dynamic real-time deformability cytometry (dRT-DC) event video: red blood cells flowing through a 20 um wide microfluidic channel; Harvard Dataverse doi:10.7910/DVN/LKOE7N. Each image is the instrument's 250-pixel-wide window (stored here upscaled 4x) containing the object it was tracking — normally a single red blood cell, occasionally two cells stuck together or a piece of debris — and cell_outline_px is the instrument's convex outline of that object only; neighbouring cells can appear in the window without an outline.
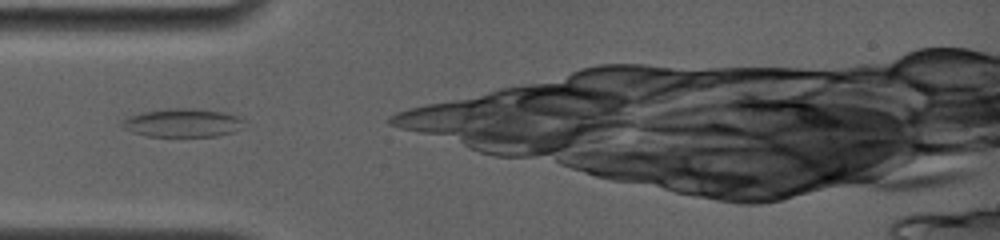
{"species": "common noctule bat (a hibernating species)", "species_latin": "Nyctalus noctula", "temperature_condition": "room temperature", "stored_images_in_passage": 10, "camera_frame_rate_fps": 4000, "um_per_image_px": 0.085, "animal": {"sex": "female", "body_mass_g": 19.0, "forearm_length_mm": 56.7}, "frame": {"image": 1, "passage_image": 2, "time_ms": 0.5, "image_size_px": [1000, 240], "cell_outline_px": [[248, 120], [244, 128], [232, 132], [216, 136], [148, 136], [132, 132], [124, 128], [120, 124], [120, 120], [128, 116], [140, 112], [164, 108], [196, 108], [220, 112], [236, 116]], "centroid_in_image_um": [15.52, 10.43], "position_along_channel_um": 69.5, "area_um2": 20.58}}
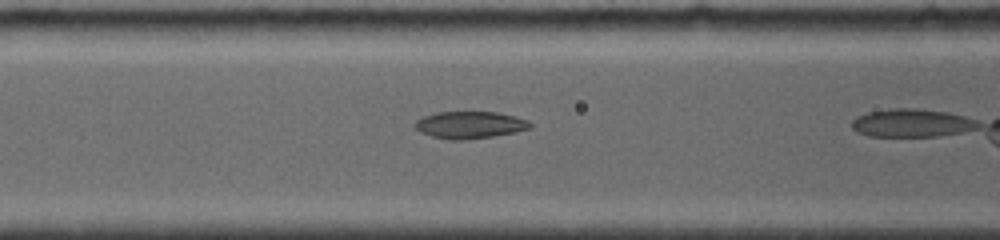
{"frame": {"image": 2, "passage_image": 5, "time_ms": 2.0, "image_size_px": [1000, 240], "cell_outline_px": [[532, 128], [516, 132], [492, 136], [464, 140], [448, 140], [432, 136], [420, 132], [412, 124], [416, 120], [424, 116], [436, 112], [496, 112], [528, 120], [532, 124]], "centroid_in_image_um": [39.91, 10.62], "position_along_channel_um": 126.7, "area_um2": 18.21}}
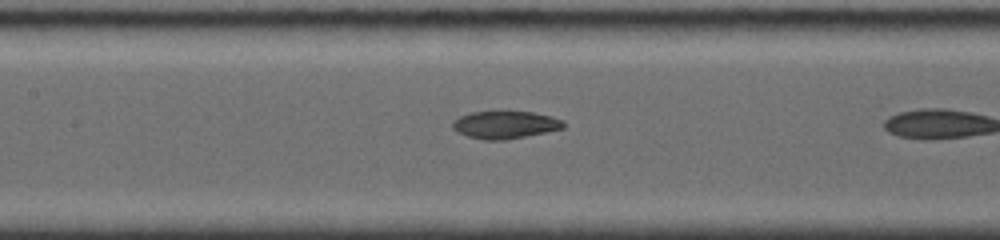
{"frame": {"image": 3, "passage_image": 7, "time_ms": 3.0, "image_size_px": [1000, 240], "cell_outline_px": [[564, 128], [504, 140], [484, 140], [468, 136], [452, 128], [452, 124], [460, 116], [472, 112], [532, 112], [552, 116], [564, 120]], "centroid_in_image_um": [42.96, 10.6], "position_along_channel_um": 164.4, "area_um2": 17.46}}